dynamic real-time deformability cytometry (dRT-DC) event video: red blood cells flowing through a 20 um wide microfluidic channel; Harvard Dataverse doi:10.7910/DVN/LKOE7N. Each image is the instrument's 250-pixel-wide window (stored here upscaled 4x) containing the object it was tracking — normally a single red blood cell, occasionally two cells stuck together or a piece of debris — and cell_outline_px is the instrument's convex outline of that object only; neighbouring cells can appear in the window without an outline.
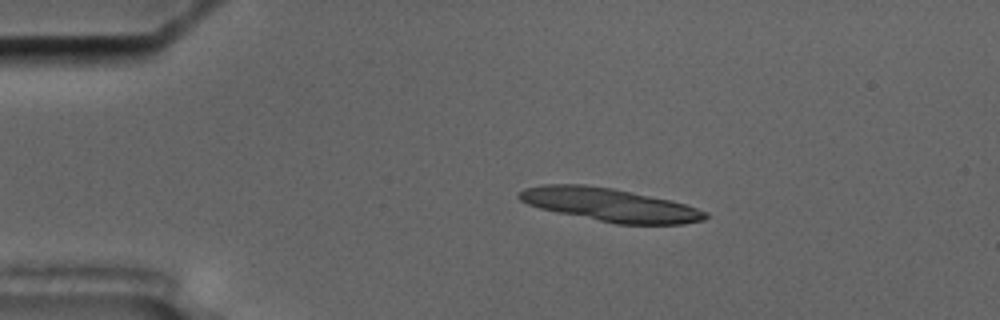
{"species": "common noctule bat (a hibernating species)", "species_latin": "Nyctalus noctula", "temperature_condition": "cold", "stored_images_in_passage": 9, "segment_of_instrument_passage": [1, 2], "camera_frame_rate_fps": 3000, "um_per_image_px": 0.085, "animal": {"sex": "male", "body_mass_g": 17.5, "forearm_length_mm": 52.3}, "frame": {"image": 1, "passage_image": 4, "time_ms": 3.333, "image_size_px": [1000, 320], "cell_outline_px": [[708, 216], [704, 220], [684, 224], [616, 224], [556, 212], [540, 208], [528, 204], [520, 200], [516, 196], [524, 188], [540, 184], [584, 184], [612, 188], [672, 200], [708, 212]], "centroid_in_image_um": [51.82, 17.4], "position_along_channel_um": 33.2, "area_um2": 36.07}}